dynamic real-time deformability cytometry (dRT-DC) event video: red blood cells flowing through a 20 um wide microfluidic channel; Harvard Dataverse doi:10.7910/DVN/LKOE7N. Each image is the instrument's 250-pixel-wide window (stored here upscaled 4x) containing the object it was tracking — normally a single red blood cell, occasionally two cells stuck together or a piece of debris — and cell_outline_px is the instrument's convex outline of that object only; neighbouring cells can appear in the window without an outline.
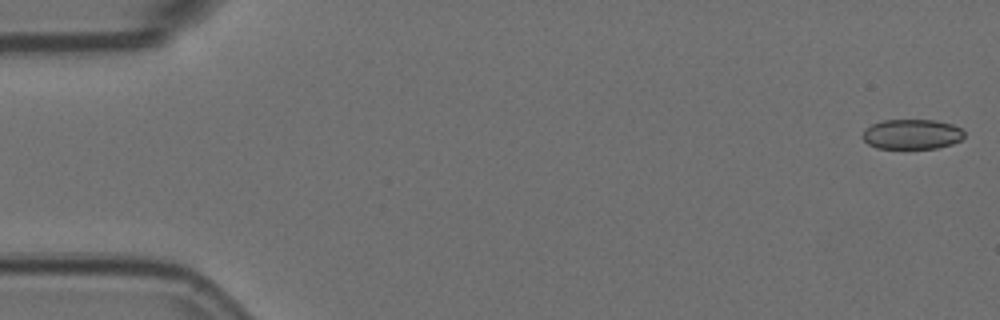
{"species": "Egyptian fruit bat (a non-hibernating species)", "species_latin": "Rousettus aegyptiacus", "temperature_condition": "room temperature", "stored_images_in_passage": 6, "camera_frame_rate_fps": 3000, "um_per_image_px": 0.085, "animal": {"sex": "female"}, "frame": {"image": 1, "passage_image": 1, "time_ms": 0.0, "image_size_px": [1000, 320], "cell_outline_px": [[964, 136], [960, 140], [952, 144], [936, 148], [876, 148], [868, 144], [860, 136], [864, 128], [872, 124], [884, 120], [936, 120], [952, 124], [960, 128], [964, 132]], "centroid_in_image_um": [77.47, 11.4], "position_along_channel_um": 7.5, "area_um2": 17.86}}
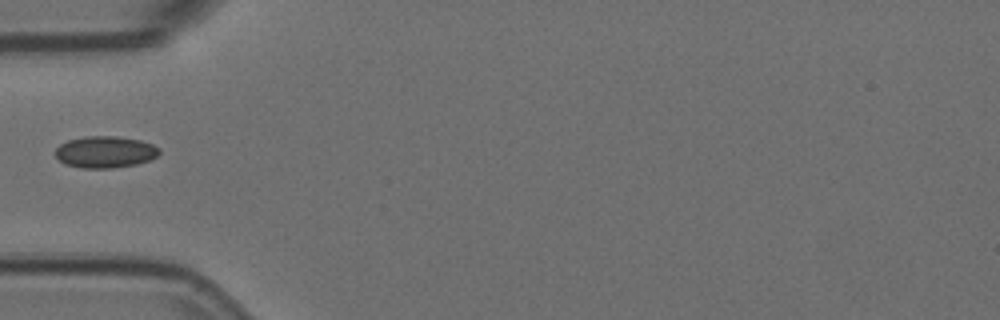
{"frame": {"image": 2, "passage_image": 5, "time_ms": 1.333, "image_size_px": [1000, 320], "cell_outline_px": [[160, 152], [156, 156], [148, 160], [136, 164], [112, 168], [80, 168], [64, 164], [56, 156], [56, 148], [60, 144], [68, 140], [88, 136], [116, 136], [140, 140], [152, 144], [160, 148]], "centroid_in_image_um": [8.93, 12.92], "position_along_channel_um": 76.1, "area_um2": 19.13}}
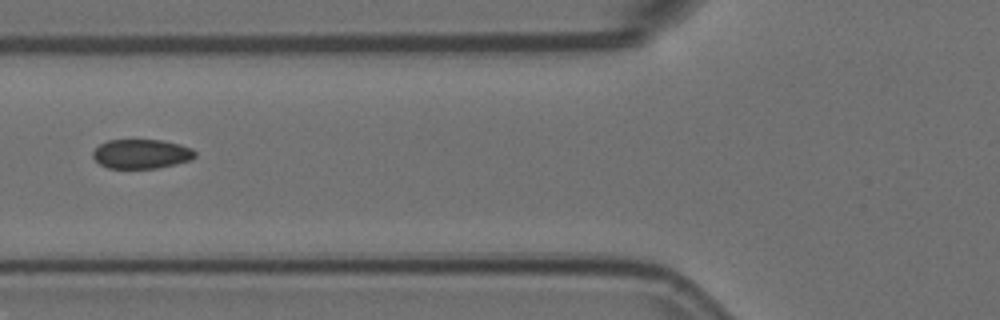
{"frame": {"image": 3, "passage_image": 6, "time_ms": 1.667, "image_size_px": [1000, 320], "cell_outline_px": [[196, 156], [192, 160], [176, 164], [156, 168], [108, 168], [100, 164], [92, 156], [92, 152], [100, 144], [108, 140], [164, 140], [180, 144], [192, 148], [196, 152]], "centroid_in_image_um": [12.05, 13.08], "position_along_channel_um": 113.8, "area_um2": 17.57}}